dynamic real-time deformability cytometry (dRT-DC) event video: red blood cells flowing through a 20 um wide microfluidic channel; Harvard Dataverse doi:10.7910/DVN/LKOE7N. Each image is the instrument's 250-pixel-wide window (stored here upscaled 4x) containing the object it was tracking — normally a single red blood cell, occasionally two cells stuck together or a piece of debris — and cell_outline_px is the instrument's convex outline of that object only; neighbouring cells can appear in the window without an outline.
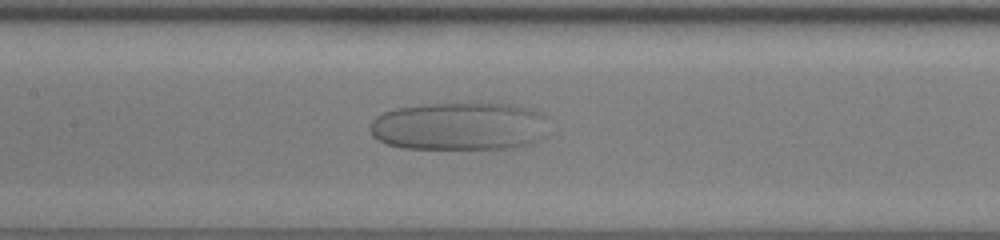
{"species": "human", "species_latin": "Homo sapiens", "temperature_condition": "room temperature", "stored_images_in_passage": 43, "camera_frame_rate_fps": 3000, "um_per_image_px": 0.085, "donor": {"sex": "female"}, "frame": {"image": 1, "passage_image": 17, "time_ms": 5.333, "image_size_px": [1000, 240], "cell_outline_px": [[552, 132], [548, 136], [532, 144], [516, 148], [404, 148], [388, 144], [372, 136], [372, 120], [376, 116], [384, 112], [396, 108], [428, 104], [504, 104], [524, 108], [540, 112], [544, 116]], "centroid_in_image_um": [39.15, 10.75], "position_along_channel_um": 168.3, "area_um2": 50.11}}
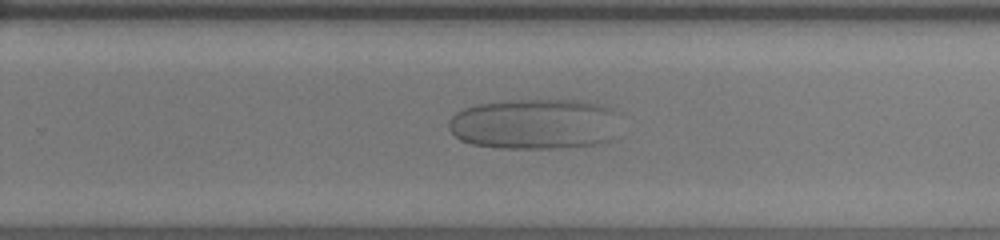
{"frame": {"image": 2, "passage_image": 26, "time_ms": 8.333, "image_size_px": [1000, 240], "cell_outline_px": [[620, 112], [608, 140], [596, 144], [560, 148], [500, 148], [472, 144], [460, 140], [448, 128], [448, 120], [456, 112], [464, 108], [476, 104], [516, 100], [584, 100], [604, 104]], "centroid_in_image_um": [45.43, 10.52], "position_along_channel_um": 284.4, "area_um2": 50.75}}